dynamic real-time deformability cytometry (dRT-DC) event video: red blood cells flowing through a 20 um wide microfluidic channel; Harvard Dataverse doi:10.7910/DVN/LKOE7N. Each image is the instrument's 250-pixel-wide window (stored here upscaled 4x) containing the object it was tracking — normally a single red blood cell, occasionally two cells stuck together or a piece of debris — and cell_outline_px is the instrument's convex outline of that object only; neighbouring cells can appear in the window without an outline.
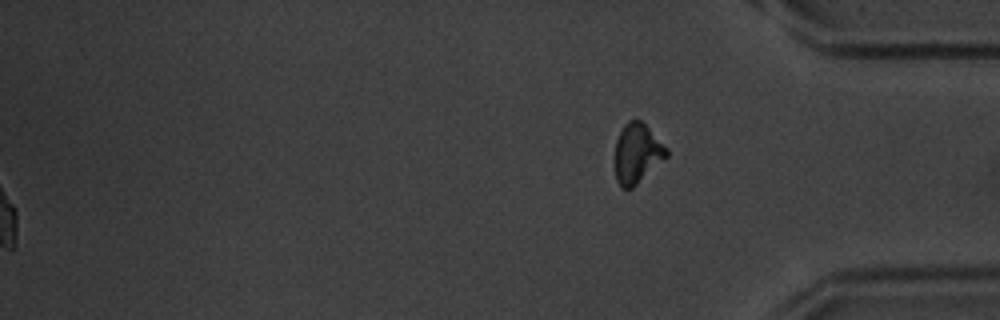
{"species": "common noctule bat (a hibernating species)", "species_latin": "Nyctalus noctula", "temperature_condition": "warm", "stored_images_in_passage": 57, "segment_of_instrument_passage": [2, 2], "camera_frame_rate_fps": 3000, "um_per_image_px": 0.085, "animal": {"sex": "male", "body_mass_g": 20.1, "forearm_length_mm": 53.5}, "frame": {"image": 1, "passage_image": 57, "time_ms": 18.667, "image_size_px": [1000, 320], "cell_outline_px": [[668, 156], [632, 188], [620, 188], [616, 180], [612, 160], [616, 140], [624, 124], [628, 120], [640, 120], [668, 148]], "centroid_in_image_um": [54.1, 13.06], "position_along_channel_um": 381.1, "area_um2": 18.26}}